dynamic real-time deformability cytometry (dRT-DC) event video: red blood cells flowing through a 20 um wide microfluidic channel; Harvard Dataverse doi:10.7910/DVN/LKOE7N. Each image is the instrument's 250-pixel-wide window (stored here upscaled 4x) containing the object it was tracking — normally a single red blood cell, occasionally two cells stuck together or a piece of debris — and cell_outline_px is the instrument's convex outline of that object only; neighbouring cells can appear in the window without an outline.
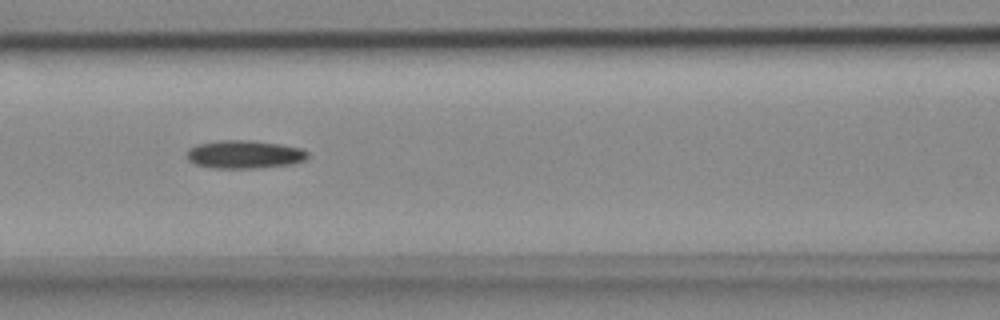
{"species": "common noctule bat (a hibernating species)", "species_latin": "Nyctalus noctula", "temperature_condition": "cold", "stored_images_in_passage": 8, "camera_frame_rate_fps": 3000, "um_per_image_px": 0.085, "animal": {"sex": "female", "body_mass_g": 18.4}, "frame": {"image": 1, "passage_image": 5, "time_ms": 1.333, "image_size_px": [1000, 320], "cell_outline_px": [[308, 156], [304, 160], [292, 164], [256, 168], [216, 168], [196, 164], [188, 160], [188, 148], [196, 144], [216, 140], [252, 140], [280, 144], [300, 148], [308, 152]], "centroid_in_image_um": [20.76, 13.11], "position_along_channel_um": 145.8, "area_um2": 19.83}}
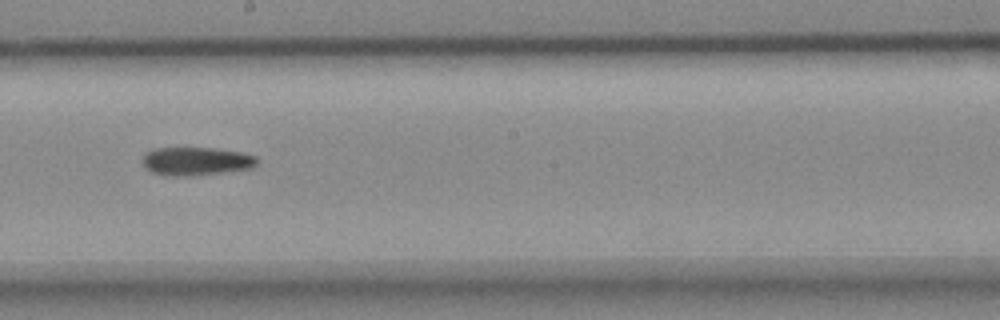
{"frame": {"image": 2, "passage_image": 7, "time_ms": 2.0, "image_size_px": [1000, 320], "cell_outline_px": [[256, 164], [248, 168], [220, 172], [180, 176], [176, 176], [152, 172], [144, 168], [144, 156], [152, 148], [212, 148], [240, 152], [256, 156]], "centroid_in_image_um": [16.63, 13.68], "position_along_channel_um": 231.6, "area_um2": 18.26}}
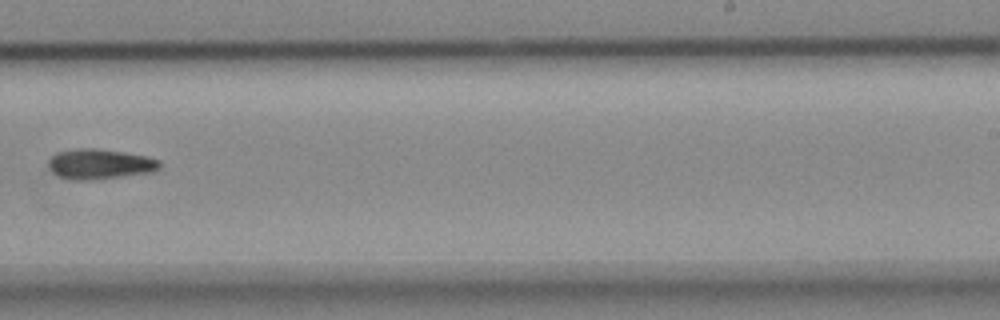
{"frame": {"image": 3, "passage_image": 8, "time_ms": 2.333, "image_size_px": [1000, 320], "cell_outline_px": [[160, 168], [152, 172], [92, 180], [80, 180], [60, 176], [52, 172], [48, 164], [48, 160], [56, 152], [72, 148], [96, 148], [124, 152], [148, 156], [160, 160]], "centroid_in_image_um": [8.49, 13.92], "position_along_channel_um": 280.5, "area_um2": 19.59}}